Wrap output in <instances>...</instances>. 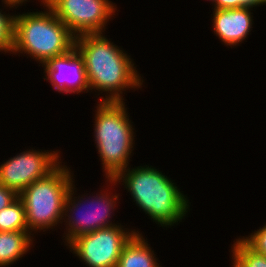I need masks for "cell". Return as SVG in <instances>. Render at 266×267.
Listing matches in <instances>:
<instances>
[{"label":"cell","mask_w":266,"mask_h":267,"mask_svg":"<svg viewBox=\"0 0 266 267\" xmlns=\"http://www.w3.org/2000/svg\"><path fill=\"white\" fill-rule=\"evenodd\" d=\"M106 36L105 33L76 36L75 49L83 59L90 93L95 91L99 96L104 92L105 97L102 94L98 101H124L123 93L142 89L145 80L134 59Z\"/></svg>","instance_id":"6da1fadb"},{"label":"cell","mask_w":266,"mask_h":267,"mask_svg":"<svg viewBox=\"0 0 266 267\" xmlns=\"http://www.w3.org/2000/svg\"><path fill=\"white\" fill-rule=\"evenodd\" d=\"M152 165L131 166L113 180L130 192L133 202L162 228H171L185 220L191 204L184 191L165 173Z\"/></svg>","instance_id":"7a4b0ae2"},{"label":"cell","mask_w":266,"mask_h":267,"mask_svg":"<svg viewBox=\"0 0 266 267\" xmlns=\"http://www.w3.org/2000/svg\"><path fill=\"white\" fill-rule=\"evenodd\" d=\"M39 2L44 12L14 14V45L11 54H26L43 66L51 59L74 49L76 36L55 15L47 5V0Z\"/></svg>","instance_id":"3957f363"},{"label":"cell","mask_w":266,"mask_h":267,"mask_svg":"<svg viewBox=\"0 0 266 267\" xmlns=\"http://www.w3.org/2000/svg\"><path fill=\"white\" fill-rule=\"evenodd\" d=\"M126 106L125 101H98L94 107L93 137L105 179L129 167L133 155L136 133Z\"/></svg>","instance_id":"277c9868"},{"label":"cell","mask_w":266,"mask_h":267,"mask_svg":"<svg viewBox=\"0 0 266 267\" xmlns=\"http://www.w3.org/2000/svg\"><path fill=\"white\" fill-rule=\"evenodd\" d=\"M62 163L65 164L61 162L48 175L34 181L18 195L26 211L28 230L32 234L54 230L63 223L65 199L75 183V175L71 167Z\"/></svg>","instance_id":"5b68a950"},{"label":"cell","mask_w":266,"mask_h":267,"mask_svg":"<svg viewBox=\"0 0 266 267\" xmlns=\"http://www.w3.org/2000/svg\"><path fill=\"white\" fill-rule=\"evenodd\" d=\"M105 183L107 184L106 190L102 189L95 193L96 195L92 192V195L89 194V197L88 193L78 195L75 190L77 189L75 188L76 185L74 183L72 184L65 199L63 222L66 231H64L62 237H65L62 239L65 240L63 241L65 243L64 245L67 246L78 236L120 224L118 221L115 223L111 220L112 215L115 216L114 211L116 207L118 208L117 203H119L120 195L113 194V189L110 188H114L118 184L113 179H107Z\"/></svg>","instance_id":"8992f818"},{"label":"cell","mask_w":266,"mask_h":267,"mask_svg":"<svg viewBox=\"0 0 266 267\" xmlns=\"http://www.w3.org/2000/svg\"><path fill=\"white\" fill-rule=\"evenodd\" d=\"M136 233L120 223L78 236L67 249L88 267H117L124 246Z\"/></svg>","instance_id":"52a82bcc"},{"label":"cell","mask_w":266,"mask_h":267,"mask_svg":"<svg viewBox=\"0 0 266 267\" xmlns=\"http://www.w3.org/2000/svg\"><path fill=\"white\" fill-rule=\"evenodd\" d=\"M47 5L75 36L105 33L117 11L110 0H47Z\"/></svg>","instance_id":"ba28073f"},{"label":"cell","mask_w":266,"mask_h":267,"mask_svg":"<svg viewBox=\"0 0 266 267\" xmlns=\"http://www.w3.org/2000/svg\"><path fill=\"white\" fill-rule=\"evenodd\" d=\"M60 150L27 149L0 165V185L19 195L26 187L44 178L62 161Z\"/></svg>","instance_id":"9c48e42d"},{"label":"cell","mask_w":266,"mask_h":267,"mask_svg":"<svg viewBox=\"0 0 266 267\" xmlns=\"http://www.w3.org/2000/svg\"><path fill=\"white\" fill-rule=\"evenodd\" d=\"M42 67L44 80L58 93L79 95L82 92H90L83 59L75 48L67 54L51 59Z\"/></svg>","instance_id":"30bf717a"},{"label":"cell","mask_w":266,"mask_h":267,"mask_svg":"<svg viewBox=\"0 0 266 267\" xmlns=\"http://www.w3.org/2000/svg\"><path fill=\"white\" fill-rule=\"evenodd\" d=\"M212 11V30L223 44L232 49L248 38L254 23L252 8L213 9Z\"/></svg>","instance_id":"8fae6325"},{"label":"cell","mask_w":266,"mask_h":267,"mask_svg":"<svg viewBox=\"0 0 266 267\" xmlns=\"http://www.w3.org/2000/svg\"><path fill=\"white\" fill-rule=\"evenodd\" d=\"M147 237L136 233L124 246L117 267H162Z\"/></svg>","instance_id":"7c38bea8"},{"label":"cell","mask_w":266,"mask_h":267,"mask_svg":"<svg viewBox=\"0 0 266 267\" xmlns=\"http://www.w3.org/2000/svg\"><path fill=\"white\" fill-rule=\"evenodd\" d=\"M35 235L30 231H0V267H8L31 250Z\"/></svg>","instance_id":"4fadbf2b"},{"label":"cell","mask_w":266,"mask_h":267,"mask_svg":"<svg viewBox=\"0 0 266 267\" xmlns=\"http://www.w3.org/2000/svg\"><path fill=\"white\" fill-rule=\"evenodd\" d=\"M0 231H29L26 211L19 198L0 211Z\"/></svg>","instance_id":"5bb4252c"},{"label":"cell","mask_w":266,"mask_h":267,"mask_svg":"<svg viewBox=\"0 0 266 267\" xmlns=\"http://www.w3.org/2000/svg\"><path fill=\"white\" fill-rule=\"evenodd\" d=\"M231 246V259L239 267H266V256L250 249L239 237Z\"/></svg>","instance_id":"9a60e30c"},{"label":"cell","mask_w":266,"mask_h":267,"mask_svg":"<svg viewBox=\"0 0 266 267\" xmlns=\"http://www.w3.org/2000/svg\"><path fill=\"white\" fill-rule=\"evenodd\" d=\"M14 17L0 8V52L11 53L14 45Z\"/></svg>","instance_id":"2e32d148"},{"label":"cell","mask_w":266,"mask_h":267,"mask_svg":"<svg viewBox=\"0 0 266 267\" xmlns=\"http://www.w3.org/2000/svg\"><path fill=\"white\" fill-rule=\"evenodd\" d=\"M250 249L266 256V223L250 235L239 237Z\"/></svg>","instance_id":"e0dca14e"},{"label":"cell","mask_w":266,"mask_h":267,"mask_svg":"<svg viewBox=\"0 0 266 267\" xmlns=\"http://www.w3.org/2000/svg\"><path fill=\"white\" fill-rule=\"evenodd\" d=\"M212 9L252 8L266 5V0H215Z\"/></svg>","instance_id":"ac0fdd59"},{"label":"cell","mask_w":266,"mask_h":267,"mask_svg":"<svg viewBox=\"0 0 266 267\" xmlns=\"http://www.w3.org/2000/svg\"><path fill=\"white\" fill-rule=\"evenodd\" d=\"M18 195L11 189L0 185V211L12 204Z\"/></svg>","instance_id":"d6986e66"},{"label":"cell","mask_w":266,"mask_h":267,"mask_svg":"<svg viewBox=\"0 0 266 267\" xmlns=\"http://www.w3.org/2000/svg\"><path fill=\"white\" fill-rule=\"evenodd\" d=\"M26 2H30L28 0H2V4L4 5V8L7 9L6 11L13 9V8H18L19 6H22L23 4H27ZM8 7V8H7Z\"/></svg>","instance_id":"ffe728a7"},{"label":"cell","mask_w":266,"mask_h":267,"mask_svg":"<svg viewBox=\"0 0 266 267\" xmlns=\"http://www.w3.org/2000/svg\"><path fill=\"white\" fill-rule=\"evenodd\" d=\"M231 263H232L231 266H233V267H239L233 260H231Z\"/></svg>","instance_id":"44dd1931"}]
</instances>
